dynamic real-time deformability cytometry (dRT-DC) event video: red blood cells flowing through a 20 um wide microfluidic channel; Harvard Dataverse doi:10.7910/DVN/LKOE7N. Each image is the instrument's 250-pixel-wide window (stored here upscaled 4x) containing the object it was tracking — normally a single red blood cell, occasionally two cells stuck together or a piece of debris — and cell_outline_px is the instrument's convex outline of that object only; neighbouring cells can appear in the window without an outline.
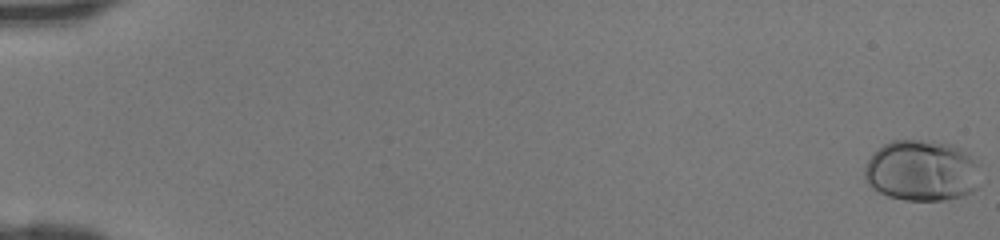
{"species": "human", "species_latin": "Homo sapiens", "temperature_condition": "room temperature", "stored_images_in_passage": 47, "camera_frame_rate_fps": 3000, "um_per_image_px": 0.085, "donor": {"sex": "female"}, "frame": {"image": 1, "passage_image": 1, "time_ms": 0.0, "image_size_px": [1000, 240], "cell_outline_px": [[980, 184], [976, 188], [964, 196], [944, 200], [904, 200], [888, 196], [872, 188], [868, 184], [864, 176], [864, 168], [868, 160], [884, 144], [892, 140], [920, 140], [952, 144], [968, 152], [976, 164]], "centroid_in_image_um": [78.35, 14.52], "position_along_channel_um": 6.7, "area_um2": 41.15}}
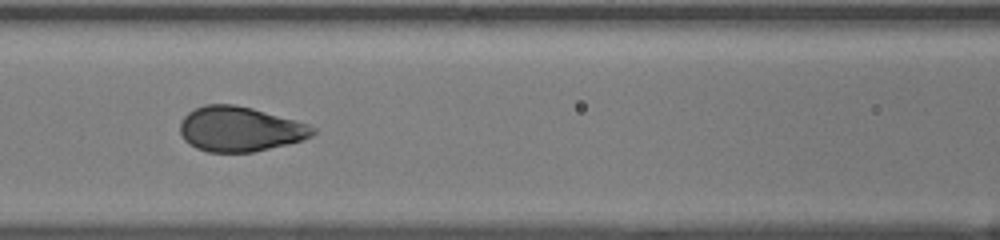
{"frame": {"image": 2, "passage_image": 23, "time_ms": 7.333, "image_size_px": [1000, 240], "cell_outline_px": [[316, 132], [312, 136], [288, 144], [252, 152], [208, 152], [196, 148], [184, 140], [180, 132], [180, 124], [184, 116], [188, 112], [196, 108], [208, 104], [236, 104], [252, 108], [296, 120], [308, 124], [316, 128]], "centroid_in_image_um": [20.39, 10.97], "position_along_channel_um": 146.2, "area_um2": 34.68}}
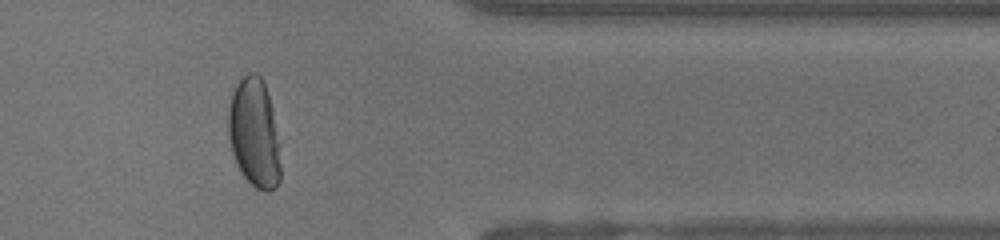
{"frame": {"image": 3, "passage_image": 40, "time_ms": 13.0, "image_size_px": [1000, 240], "cell_outline_px": [[280, 180], [276, 188], [268, 192], [256, 188], [244, 176], [236, 164], [232, 152], [228, 136], [228, 108], [232, 92], [236, 84], [248, 72], [256, 72], [260, 76], [264, 84], [272, 108], [280, 144]], "centroid_in_image_um": [21.62, 11.32], "position_along_channel_um": 389.8, "area_um2": 33.47}}